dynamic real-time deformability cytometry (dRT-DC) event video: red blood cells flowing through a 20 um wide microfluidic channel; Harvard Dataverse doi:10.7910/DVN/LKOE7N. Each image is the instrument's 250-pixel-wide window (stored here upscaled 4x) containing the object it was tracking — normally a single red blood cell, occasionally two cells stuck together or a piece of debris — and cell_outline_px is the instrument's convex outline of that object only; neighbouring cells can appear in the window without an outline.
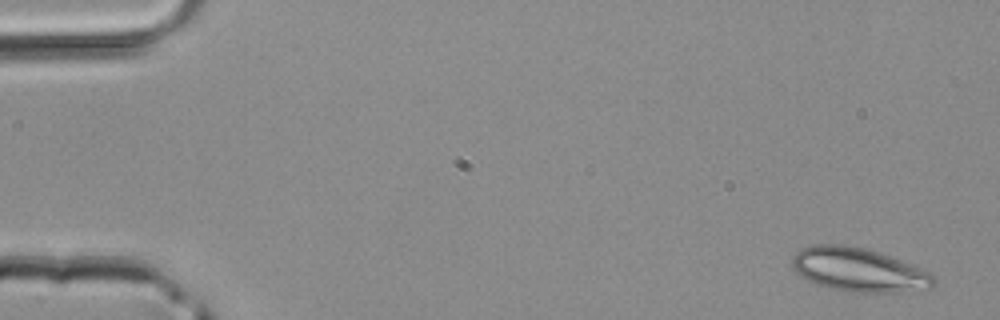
{"species": "common noctule bat (a hibernating species)", "species_latin": "Nyctalus noctula", "temperature_condition": "room temperature", "stored_images_in_passage": 4, "segment_of_instrument_passage": [2, 2], "camera_frame_rate_fps": 3000, "um_per_image_px": 0.085, "animal": {"sex": "male", "body_mass_g": 20.4}, "frame": {"image": 1, "passage_image": 4, "time_ms": 1.0, "image_size_px": [1000, 320], "cell_outline_px": [[936, 280], [932, 288], [900, 292], [840, 292], [816, 284], [800, 276], [796, 272], [792, 264], [792, 256], [800, 248], [816, 244], [844, 244], [864, 248], [880, 252], [924, 268], [932, 272]], "centroid_in_image_um": [73.01, 22.93], "position_along_channel_um": 12.0, "area_um2": 36.76}}